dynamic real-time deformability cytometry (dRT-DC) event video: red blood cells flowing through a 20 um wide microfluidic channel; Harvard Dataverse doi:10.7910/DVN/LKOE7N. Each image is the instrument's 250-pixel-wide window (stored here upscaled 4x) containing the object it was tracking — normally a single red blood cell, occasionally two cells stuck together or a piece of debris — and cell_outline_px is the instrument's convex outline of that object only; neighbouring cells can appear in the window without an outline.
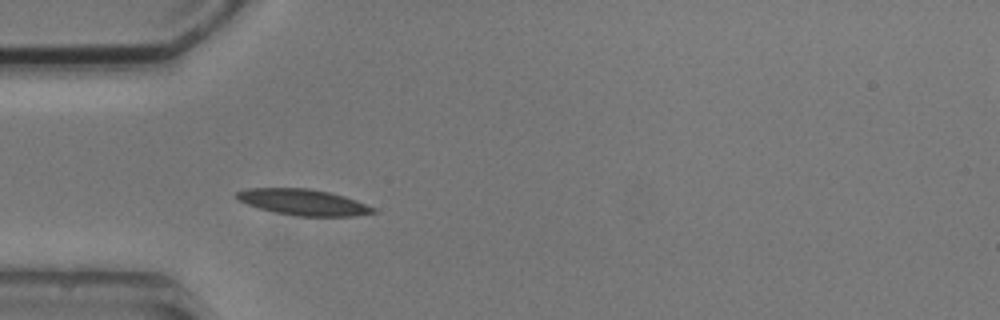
{"species": "common noctule bat (a hibernating species)", "species_latin": "Nyctalus noctula", "temperature_condition": "cold", "stored_images_in_passage": 3, "camera_frame_rate_fps": 3000, "um_per_image_px": 0.085, "animal": {"sex": "male", "body_mass_g": 20.5, "forearm_length_mm": 52.5}, "frame": {"image": 1, "passage_image": 3, "time_ms": 2.0, "image_size_px": [1000, 320], "cell_outline_px": [[376, 212], [352, 216], [296, 216], [276, 212], [260, 208], [248, 204], [232, 196], [236, 192], [248, 188], [308, 188], [328, 192], [344, 196], [356, 200], [376, 208]], "centroid_in_image_um": [25.77, 17.18], "position_along_channel_um": 59.2, "area_um2": 20.58}}